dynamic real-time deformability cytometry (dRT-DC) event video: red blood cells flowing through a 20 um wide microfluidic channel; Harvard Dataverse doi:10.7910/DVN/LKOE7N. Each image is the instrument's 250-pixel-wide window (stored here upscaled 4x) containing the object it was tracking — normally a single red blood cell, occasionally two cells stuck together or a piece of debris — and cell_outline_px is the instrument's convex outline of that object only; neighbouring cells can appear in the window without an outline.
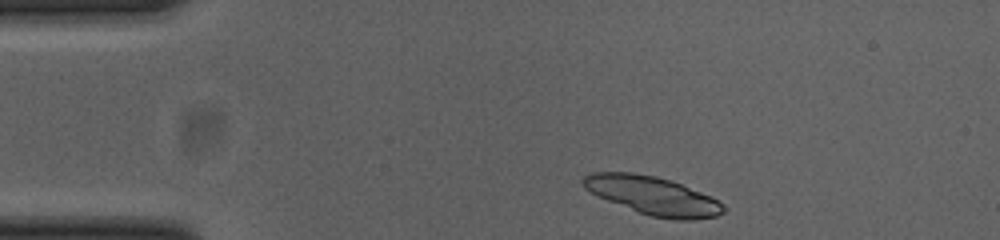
{"species": "common noctule bat (a hibernating species)", "species_latin": "Nyctalus noctula", "temperature_condition": "cold", "stored_images_in_passage": 45, "segment_of_instrument_passage": [1, 2], "camera_frame_rate_fps": 3000, "um_per_image_px": 0.085, "animal": {"sex": "female", "body_mass_g": 23.0, "forearm_length_mm": 53.4}, "frame": {"image": 1, "passage_image": 2, "time_ms": 0.333, "image_size_px": [1000, 240], "cell_outline_px": [[728, 208], [724, 212], [716, 216], [692, 220], [676, 220], [652, 216], [640, 212], [608, 200], [584, 188], [580, 180], [584, 176], [592, 172], [632, 172], [656, 176], [680, 184], [712, 196], [724, 204]], "centroid_in_image_um": [55.52, 16.62], "position_along_channel_um": 29.5, "area_um2": 31.1}}